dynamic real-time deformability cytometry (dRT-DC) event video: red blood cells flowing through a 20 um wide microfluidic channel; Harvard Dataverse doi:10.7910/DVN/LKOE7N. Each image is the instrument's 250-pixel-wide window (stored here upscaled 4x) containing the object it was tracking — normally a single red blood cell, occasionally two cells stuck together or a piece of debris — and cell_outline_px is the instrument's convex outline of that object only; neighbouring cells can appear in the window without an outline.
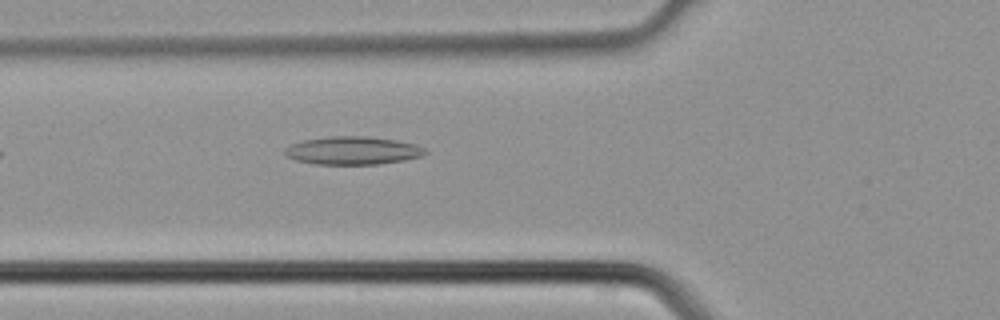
{"species": "common noctule bat (a hibernating species)", "species_latin": "Nyctalus noctula", "temperature_condition": "cold", "stored_images_in_passage": 4, "camera_frame_rate_fps": 3000, "um_per_image_px": 0.085, "animal": {"sex": "male", "body_mass_g": 21.5, "forearm_length_mm": 52.0}, "frame": {"image": 1, "passage_image": 4, "time_ms": 1.0, "image_size_px": [1000, 320], "cell_outline_px": [[428, 152], [420, 156], [404, 160], [380, 164], [316, 164], [296, 160], [284, 156], [284, 148], [292, 144], [304, 140], [328, 136], [368, 136], [396, 140], [416, 144], [424, 148]], "centroid_in_image_um": [29.97, 12.79], "position_along_channel_um": 95.8, "area_um2": 23.0}}